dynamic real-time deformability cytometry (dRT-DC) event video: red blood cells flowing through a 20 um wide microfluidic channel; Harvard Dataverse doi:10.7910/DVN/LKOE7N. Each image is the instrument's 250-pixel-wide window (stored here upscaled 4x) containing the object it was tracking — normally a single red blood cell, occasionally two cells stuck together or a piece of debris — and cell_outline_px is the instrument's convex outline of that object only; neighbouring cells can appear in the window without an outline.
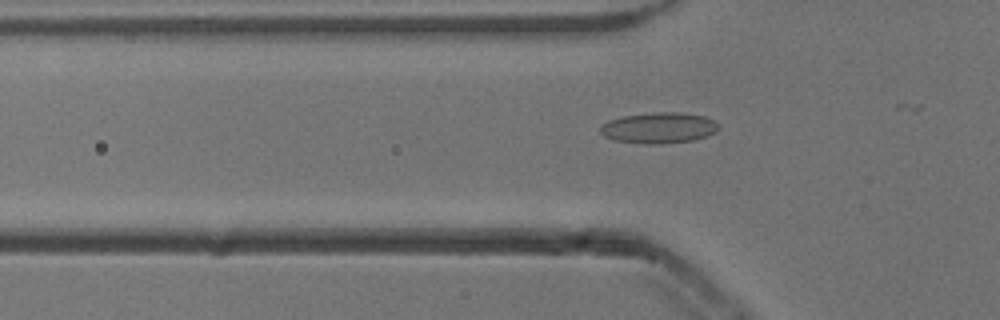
{"species": "common noctule bat (a hibernating species)", "species_latin": "Nyctalus noctula", "temperature_condition": "cold", "stored_images_in_passage": 21, "camera_frame_rate_fps": 3000, "um_per_image_px": 0.085, "animal": {"sex": "male", "body_mass_g": 13.3}, "frame": {"image": 1, "passage_image": 17, "time_ms": 5.333, "image_size_px": [1000, 320], "cell_outline_px": [[716, 132], [708, 136], [692, 140], [660, 144], [644, 144], [612, 140], [604, 136], [600, 132], [600, 124], [608, 120], [624, 116], [652, 112], [680, 112], [704, 116], [712, 120], [716, 124]], "centroid_in_image_um": [55.94, 10.87], "position_along_channel_um": 69.9, "area_um2": 21.33}}
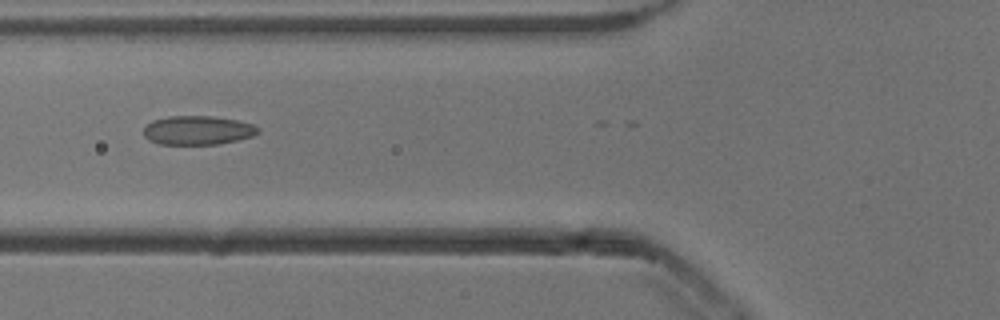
{"frame": {"image": 2, "passage_image": 20, "time_ms": 6.333, "image_size_px": [1000, 320], "cell_outline_px": [[260, 132], [252, 136], [236, 140], [216, 144], [160, 144], [148, 140], [144, 136], [144, 128], [152, 120], [168, 116], [212, 116], [236, 120], [252, 124], [260, 128]], "centroid_in_image_um": [16.79, 11.07], "position_along_channel_um": 109.0, "area_um2": 19.25}}